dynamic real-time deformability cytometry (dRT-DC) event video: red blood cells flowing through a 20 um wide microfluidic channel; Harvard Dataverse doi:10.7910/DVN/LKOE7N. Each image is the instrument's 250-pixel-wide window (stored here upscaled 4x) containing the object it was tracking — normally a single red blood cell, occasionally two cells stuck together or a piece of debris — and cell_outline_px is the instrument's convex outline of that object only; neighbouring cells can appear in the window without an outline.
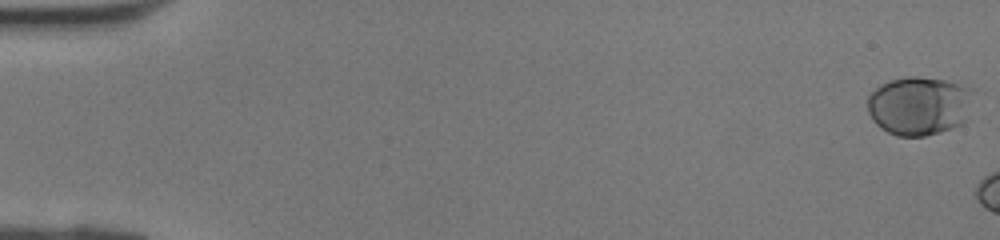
{"species": "human", "species_latin": "Homo sapiens", "temperature_condition": "room temperature", "stored_images_in_passage": 7, "camera_frame_rate_fps": 3000, "um_per_image_px": 0.085, "donor": {"sex": "female"}, "frame": {"image": 1, "passage_image": 1, "time_ms": 0.0, "image_size_px": [1000, 240], "cell_outline_px": [[976, 88], [964, 120], [960, 124], [952, 128], [940, 132], [924, 136], [896, 136], [880, 128], [872, 120], [868, 112], [868, 96], [880, 84], [888, 80], [908, 76], [916, 76], [944, 80]], "centroid_in_image_um": [78.12, 8.97], "position_along_channel_um": 6.9, "area_um2": 36.47}}